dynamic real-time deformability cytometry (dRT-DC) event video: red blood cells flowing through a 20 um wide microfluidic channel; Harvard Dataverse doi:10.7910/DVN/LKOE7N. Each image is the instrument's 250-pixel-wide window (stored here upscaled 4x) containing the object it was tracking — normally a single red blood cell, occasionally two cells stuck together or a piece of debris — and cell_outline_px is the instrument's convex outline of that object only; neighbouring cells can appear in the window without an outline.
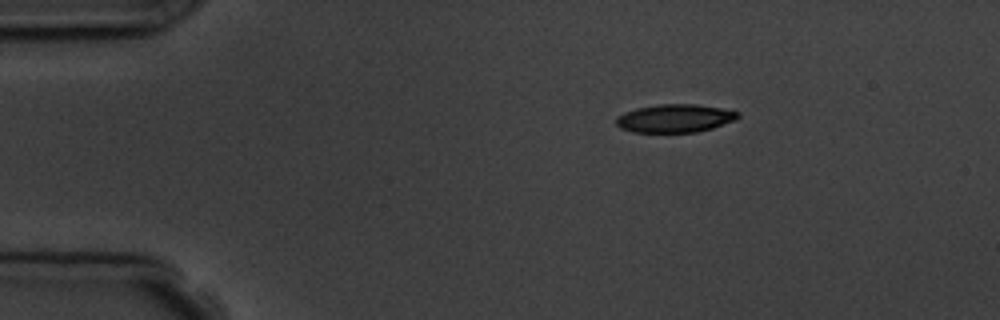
{"species": "common noctule bat (a hibernating species)", "species_latin": "Nyctalus noctula", "temperature_condition": "room temperature", "stored_images_in_passage": 2, "camera_frame_rate_fps": 3000, "um_per_image_px": 0.085, "animal": {"sex": "male", "body_mass_g": 19.5, "forearm_length_mm": 54.6}, "frame": {"image": 1, "passage_image": 2, "time_ms": 1.333, "image_size_px": [1000, 320], "cell_outline_px": [[740, 116], [736, 120], [712, 128], [696, 132], [632, 132], [620, 128], [616, 124], [616, 116], [624, 112], [636, 108], [660, 104], [696, 104], [720, 108], [740, 112]], "centroid_in_image_um": [57.36, 10.05], "position_along_channel_um": 27.6, "area_um2": 20.06}}